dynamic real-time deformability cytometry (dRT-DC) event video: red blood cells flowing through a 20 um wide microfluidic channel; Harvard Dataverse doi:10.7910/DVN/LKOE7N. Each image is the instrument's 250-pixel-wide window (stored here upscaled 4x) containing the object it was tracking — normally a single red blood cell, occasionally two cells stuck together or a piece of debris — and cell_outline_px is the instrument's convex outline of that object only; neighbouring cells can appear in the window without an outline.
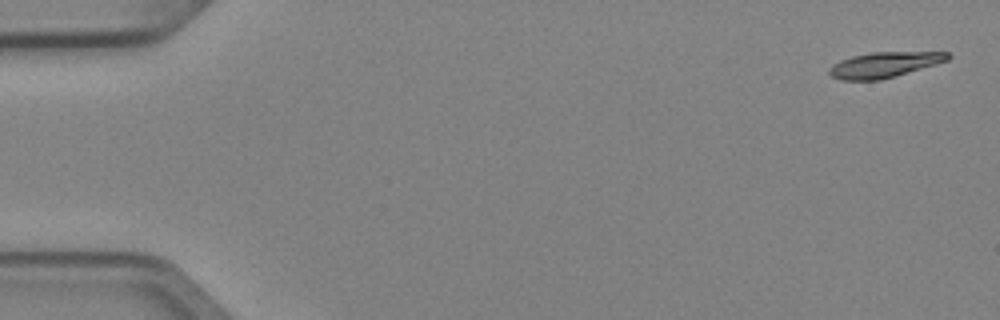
{"species": "Egyptian fruit bat (a non-hibernating species)", "species_latin": "Rousettus aegyptiacus", "temperature_condition": "cold", "stored_images_in_passage": 3, "camera_frame_rate_fps": 3000, "um_per_image_px": 0.085, "animal": {"sex": "female"}, "frame": {"image": 1, "passage_image": 1, "time_ms": 0.0, "image_size_px": [1000, 320], "cell_outline_px": [[952, 56], [948, 60], [936, 64], [896, 76], [880, 80], [840, 80], [832, 76], [828, 72], [828, 68], [832, 64], [840, 60], [852, 56], [872, 52], [948, 52]], "centroid_in_image_um": [75.14, 5.5], "position_along_channel_um": 9.9, "area_um2": 17.63}}